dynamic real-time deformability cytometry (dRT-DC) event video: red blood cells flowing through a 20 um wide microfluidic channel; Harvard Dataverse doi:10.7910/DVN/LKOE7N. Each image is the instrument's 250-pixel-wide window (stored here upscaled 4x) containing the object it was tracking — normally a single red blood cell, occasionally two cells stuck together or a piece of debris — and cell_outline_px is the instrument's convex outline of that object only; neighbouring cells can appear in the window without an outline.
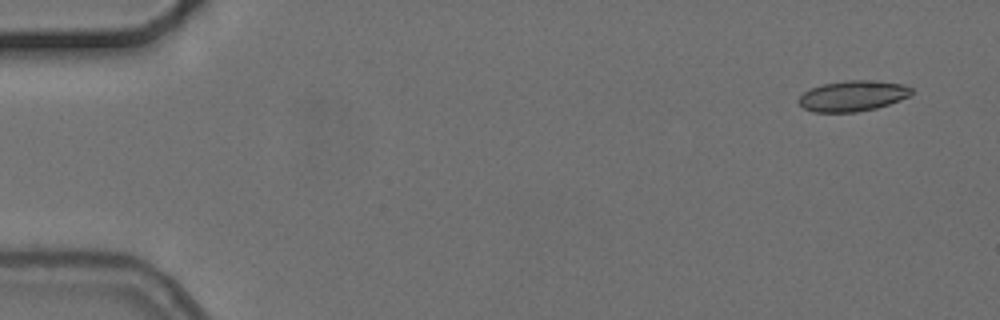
{"species": "common noctule bat (a hibernating species)", "species_latin": "Nyctalus noctula", "temperature_condition": "cold", "stored_images_in_passage": 5, "camera_frame_rate_fps": 3000, "um_per_image_px": 0.085, "animal": {"sex": "female", "body_mass_g": 24.6, "forearm_length_mm": 56.2}, "frame": {"image": 1, "passage_image": 1, "time_ms": 0.0, "image_size_px": [1000, 320], "cell_outline_px": [[912, 96], [876, 108], [856, 112], [812, 112], [804, 108], [796, 100], [804, 92], [812, 88], [824, 84], [848, 80], [876, 80], [904, 84], [912, 88]], "centroid_in_image_um": [72.51, 8.15], "position_along_channel_um": 12.5, "area_um2": 20.23}}
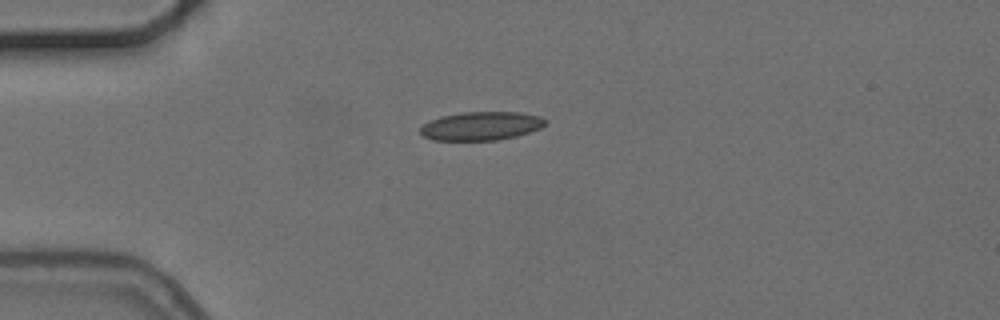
{"frame": {"image": 2, "passage_image": 4, "time_ms": 3.667, "image_size_px": [1000, 320], "cell_outline_px": [[548, 120], [540, 128], [516, 136], [496, 140], [432, 140], [424, 136], [420, 132], [420, 128], [428, 120], [440, 116], [464, 112], [520, 112], [540, 116]], "centroid_in_image_um": [40.88, 10.7], "position_along_channel_um": 44.1, "area_um2": 20.81}}